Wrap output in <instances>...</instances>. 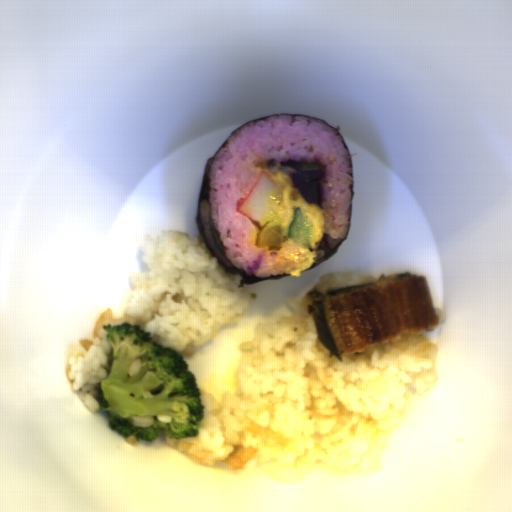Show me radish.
Returning <instances> with one entry per match:
<instances>
[{"label": "radish", "mask_w": 512, "mask_h": 512, "mask_svg": "<svg viewBox=\"0 0 512 512\" xmlns=\"http://www.w3.org/2000/svg\"><path fill=\"white\" fill-rule=\"evenodd\" d=\"M284 233L278 221H268L256 233V247L266 251H275L282 248Z\"/></svg>", "instance_id": "1f323893"}]
</instances>
